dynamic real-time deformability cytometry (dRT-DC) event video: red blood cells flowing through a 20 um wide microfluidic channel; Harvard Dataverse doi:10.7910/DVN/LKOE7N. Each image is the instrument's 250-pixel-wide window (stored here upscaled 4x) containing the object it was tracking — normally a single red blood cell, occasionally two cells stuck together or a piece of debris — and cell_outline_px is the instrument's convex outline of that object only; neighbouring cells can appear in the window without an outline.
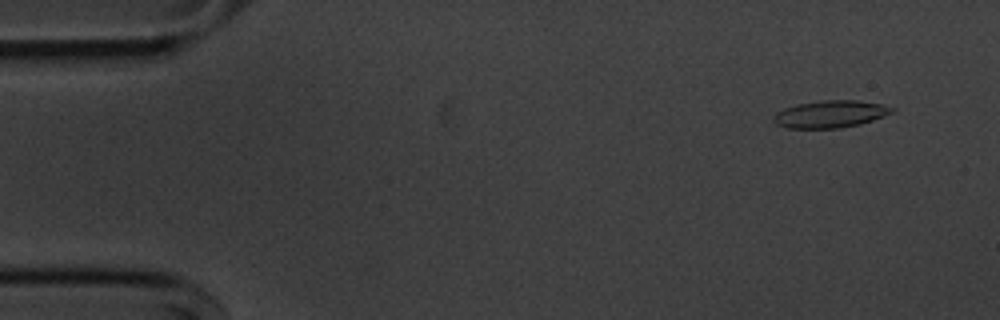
{"species": "common noctule bat (a hibernating species)", "species_latin": "Nyctalus noctula", "temperature_condition": "cold", "stored_images_in_passage": 54, "camera_frame_rate_fps": 3000, "um_per_image_px": 0.085, "animal": {"sex": "male", "body_mass_g": 20.1, "forearm_length_mm": 53.5}, "frame": {"image": 1, "passage_image": 4, "time_ms": 1.0, "image_size_px": [1000, 320], "cell_outline_px": [[896, 108], [892, 112], [872, 120], [860, 124], [840, 128], [788, 128], [776, 124], [772, 120], [772, 116], [776, 112], [784, 108], [800, 104], [820, 100], [856, 100], [880, 104]], "centroid_in_image_um": [70.54, 9.7], "position_along_channel_um": 14.5, "area_um2": 18.67}}
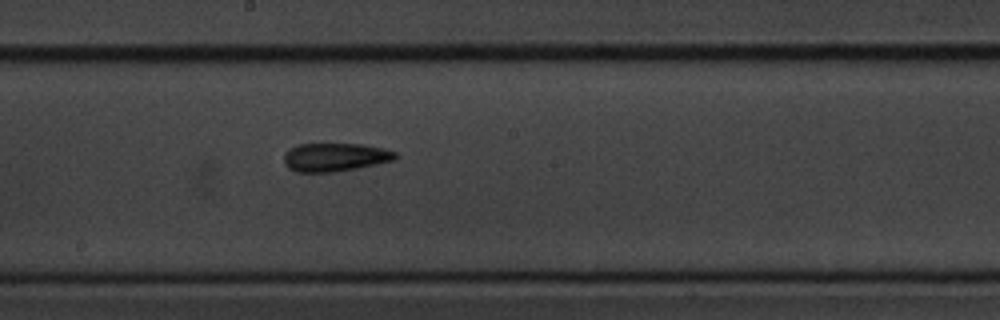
{"frame": {"image": 2, "passage_image": 29, "time_ms": 9.333, "image_size_px": [1000, 320], "cell_outline_px": [[396, 160], [356, 168], [332, 172], [296, 172], [288, 168], [284, 164], [284, 152], [288, 148], [296, 144], [360, 144], [384, 148], [396, 152]], "centroid_in_image_um": [28.43, 13.35], "position_along_channel_um": 219.8, "area_um2": 18.55}}
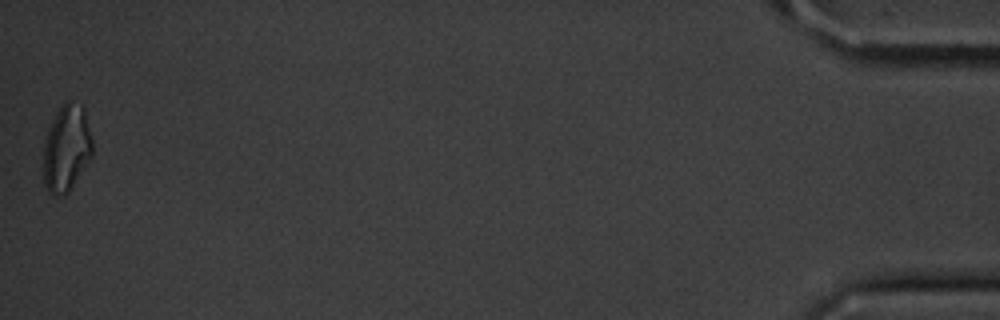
{"frame": {"image": 3, "passage_image": 54, "time_ms": 17.667, "image_size_px": [1000, 320], "cell_outline_px": [[92, 156], [68, 192], [64, 196], [52, 196], [48, 192], [44, 184], [44, 144], [48, 128], [56, 112], [64, 100], [68, 100], [84, 108], [92, 140]], "centroid_in_image_um": [5.64, 12.62], "position_along_channel_um": 429.6, "area_um2": 24.74}, "authors_computed_cell_mechanics": {"area_um2": 18.3804, "velocity_mm_per_s": 3.66, "shape_relaxation_time_tau1_ms": null, "shape_relaxation_time_tau2_ms": 6.1174, "deformation_change_tau1": null, "deformation_change_tau2": 0.1739}}